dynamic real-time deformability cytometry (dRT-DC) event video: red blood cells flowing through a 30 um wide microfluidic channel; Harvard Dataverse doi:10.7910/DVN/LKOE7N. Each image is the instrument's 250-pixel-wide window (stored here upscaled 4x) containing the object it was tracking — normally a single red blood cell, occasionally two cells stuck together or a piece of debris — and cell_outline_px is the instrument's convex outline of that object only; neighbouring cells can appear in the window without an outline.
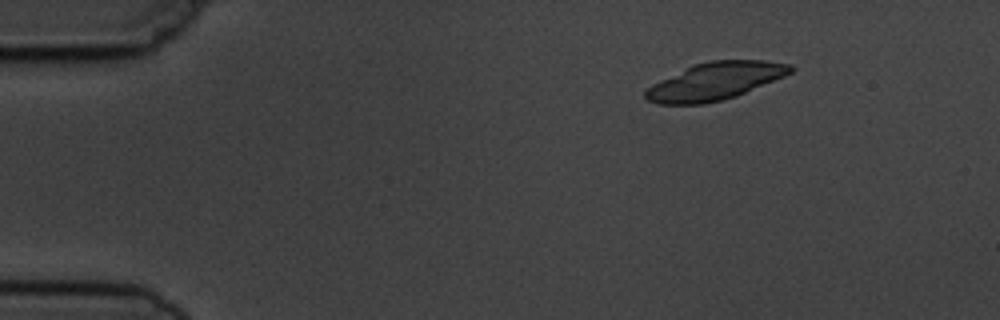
{"species": "common noctule bat (a hibernating species)", "species_latin": "Nyctalus noctula", "temperature_condition": "cold", "stored_images_in_passage": 3, "camera_frame_rate_fps": 3000, "um_per_image_px": 0.085, "animal": {"sex": "male", "body_mass_g": 19.5, "forearm_length_mm": 54.6}, "frame": {"image": 1, "passage_image": 1, "time_ms": 0.0, "image_size_px": [1000, 320], "cell_outline_px": [[796, 68], [792, 72], [784, 76], [736, 96], [704, 104], [656, 104], [648, 100], [644, 96], [644, 92], [652, 84], [692, 64], [708, 60], [764, 60], [792, 64]], "centroid_in_image_um": [60.78, 6.89], "position_along_channel_um": 24.2, "area_um2": 31.67}}